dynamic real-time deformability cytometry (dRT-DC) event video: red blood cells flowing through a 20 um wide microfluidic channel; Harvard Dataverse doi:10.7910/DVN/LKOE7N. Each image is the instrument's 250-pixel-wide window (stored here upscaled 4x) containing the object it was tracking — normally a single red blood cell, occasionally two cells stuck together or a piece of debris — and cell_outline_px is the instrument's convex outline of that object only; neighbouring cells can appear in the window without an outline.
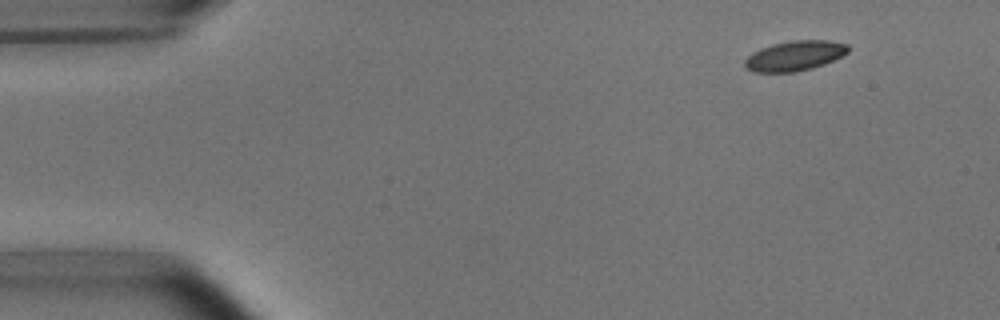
{"species": "common noctule bat (a hibernating species)", "species_latin": "Nyctalus noctula", "temperature_condition": "room temperature", "stored_images_in_passage": 6, "camera_frame_rate_fps": 3000, "um_per_image_px": 0.085, "animal": {"sex": "male", "body_mass_g": 15.6}, "frame": {"image": 1, "passage_image": 2, "time_ms": 1.333, "image_size_px": [1000, 320], "cell_outline_px": [[848, 52], [824, 64], [812, 68], [796, 72], [752, 72], [744, 68], [744, 60], [752, 52], [760, 48], [772, 44], [792, 40], [828, 40], [848, 44]], "centroid_in_image_um": [67.5, 4.74], "position_along_channel_um": 17.5, "area_um2": 18.15}}
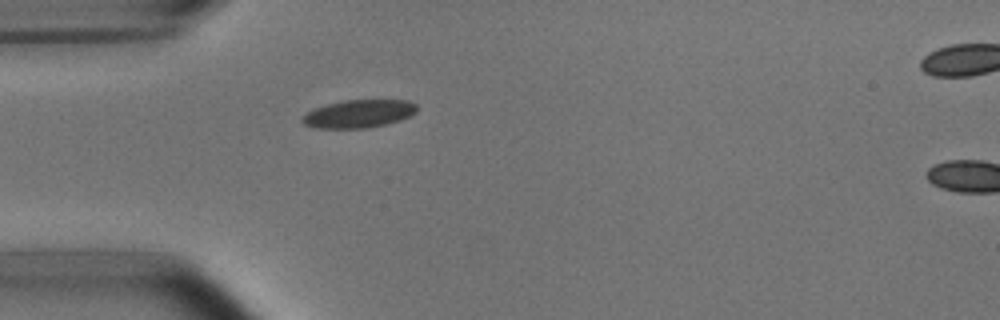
{"frame": {"image": 2, "passage_image": 5, "time_ms": 4.667, "image_size_px": [1000, 320], "cell_outline_px": [[416, 112], [400, 120], [388, 124], [368, 128], [316, 128], [304, 124], [300, 120], [308, 112], [316, 108], [328, 104], [344, 100], [408, 100], [416, 104]], "centroid_in_image_um": [30.51, 9.67], "position_along_channel_um": 54.5, "area_um2": 18.55}}